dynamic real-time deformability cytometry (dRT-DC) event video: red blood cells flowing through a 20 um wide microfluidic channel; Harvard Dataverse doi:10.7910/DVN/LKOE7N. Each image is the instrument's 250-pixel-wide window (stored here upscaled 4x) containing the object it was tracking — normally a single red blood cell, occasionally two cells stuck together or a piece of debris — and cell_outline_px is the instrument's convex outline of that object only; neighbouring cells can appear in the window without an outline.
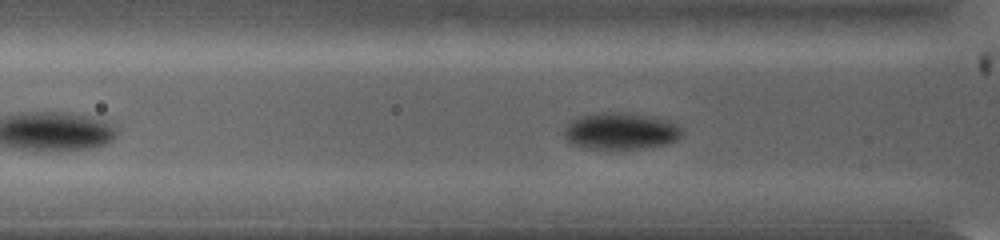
{"species": "common noctule bat (a hibernating species)", "species_latin": "Nyctalus noctula", "temperature_condition": "warm", "stored_images_in_passage": 38, "camera_frame_rate_fps": 5000, "um_per_image_px": 0.085, "animal": {"sex": "female", "body_mass_g": 19.0, "forearm_length_mm": 53.3}, "frame": {"image": 1, "passage_image": 15, "time_ms": 2.8, "image_size_px": [1000, 240], "cell_outline_px": [[684, 136], [676, 140], [664, 144], [640, 148], [584, 148], [572, 144], [564, 136], [564, 128], [572, 120], [580, 116], [600, 112], [628, 112], [668, 120], [676, 124], [684, 132]], "centroid_in_image_um": [52.76, 11.13], "position_along_channel_um": 73.0, "area_um2": 25.14}}
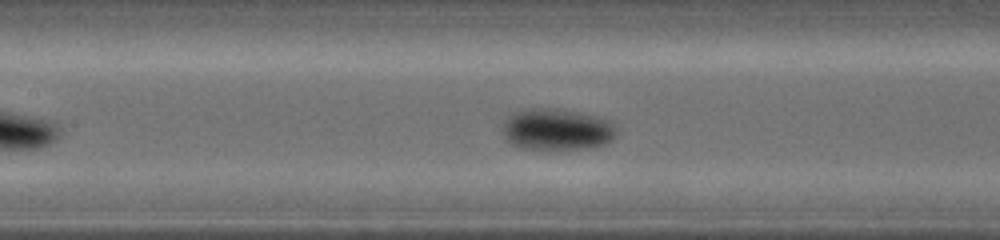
{"frame": {"image": 2, "passage_image": 26, "time_ms": 5.0, "image_size_px": [1000, 240], "cell_outline_px": [[616, 136], [608, 144], [588, 148], [520, 148], [512, 144], [504, 136], [504, 120], [512, 112], [520, 108], [560, 108], [580, 112], [612, 120], [616, 128]], "centroid_in_image_um": [47.36, 10.96], "position_along_channel_um": 160.0, "area_um2": 27.86}}
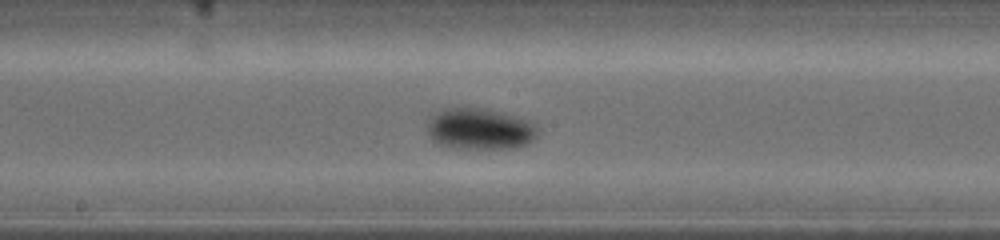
{"frame": {"image": 3, "passage_image": 32, "time_ms": 6.2, "image_size_px": [1000, 240], "cell_outline_px": [[540, 132], [528, 144], [516, 148], [452, 148], [440, 144], [432, 140], [428, 136], [424, 128], [428, 120], [436, 112], [444, 108], [476, 108], [500, 112], [532, 120], [536, 124]], "centroid_in_image_um": [40.78, 10.96], "position_along_channel_um": 207.4, "area_um2": 26.99}}